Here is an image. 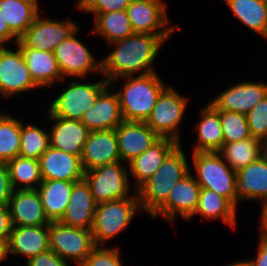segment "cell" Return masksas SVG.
<instances>
[{
    "label": "cell",
    "instance_id": "e575fe53",
    "mask_svg": "<svg viewBox=\"0 0 267 266\" xmlns=\"http://www.w3.org/2000/svg\"><path fill=\"white\" fill-rule=\"evenodd\" d=\"M21 118L0 109V158L3 162L17 157L20 153Z\"/></svg>",
    "mask_w": 267,
    "mask_h": 266
},
{
    "label": "cell",
    "instance_id": "74e56055",
    "mask_svg": "<svg viewBox=\"0 0 267 266\" xmlns=\"http://www.w3.org/2000/svg\"><path fill=\"white\" fill-rule=\"evenodd\" d=\"M246 116L252 138L267 146V95Z\"/></svg>",
    "mask_w": 267,
    "mask_h": 266
},
{
    "label": "cell",
    "instance_id": "9c48e42d",
    "mask_svg": "<svg viewBox=\"0 0 267 266\" xmlns=\"http://www.w3.org/2000/svg\"><path fill=\"white\" fill-rule=\"evenodd\" d=\"M83 179L89 185L97 204L138 196L136 190H132L128 164L122 161L85 171Z\"/></svg>",
    "mask_w": 267,
    "mask_h": 266
},
{
    "label": "cell",
    "instance_id": "4fadbf2b",
    "mask_svg": "<svg viewBox=\"0 0 267 266\" xmlns=\"http://www.w3.org/2000/svg\"><path fill=\"white\" fill-rule=\"evenodd\" d=\"M41 12L31 26L16 42L19 48L38 49L54 52L58 44L64 41L80 25L73 19H52Z\"/></svg>",
    "mask_w": 267,
    "mask_h": 266
},
{
    "label": "cell",
    "instance_id": "836d02e7",
    "mask_svg": "<svg viewBox=\"0 0 267 266\" xmlns=\"http://www.w3.org/2000/svg\"><path fill=\"white\" fill-rule=\"evenodd\" d=\"M7 166L13 190L37 189L43 181L39 160L18 155Z\"/></svg>",
    "mask_w": 267,
    "mask_h": 266
},
{
    "label": "cell",
    "instance_id": "83f0119b",
    "mask_svg": "<svg viewBox=\"0 0 267 266\" xmlns=\"http://www.w3.org/2000/svg\"><path fill=\"white\" fill-rule=\"evenodd\" d=\"M34 82L43 90L63 80L53 52L20 48Z\"/></svg>",
    "mask_w": 267,
    "mask_h": 266
},
{
    "label": "cell",
    "instance_id": "f546056e",
    "mask_svg": "<svg viewBox=\"0 0 267 266\" xmlns=\"http://www.w3.org/2000/svg\"><path fill=\"white\" fill-rule=\"evenodd\" d=\"M74 181L43 180L37 190L48 220L59 221L65 213L74 187Z\"/></svg>",
    "mask_w": 267,
    "mask_h": 266
},
{
    "label": "cell",
    "instance_id": "f6af8a7d",
    "mask_svg": "<svg viewBox=\"0 0 267 266\" xmlns=\"http://www.w3.org/2000/svg\"><path fill=\"white\" fill-rule=\"evenodd\" d=\"M19 39L10 31L7 22L0 13V47L15 45Z\"/></svg>",
    "mask_w": 267,
    "mask_h": 266
},
{
    "label": "cell",
    "instance_id": "484cf974",
    "mask_svg": "<svg viewBox=\"0 0 267 266\" xmlns=\"http://www.w3.org/2000/svg\"><path fill=\"white\" fill-rule=\"evenodd\" d=\"M96 206L97 203L86 181L83 179L76 182L68 206L59 222L64 225L91 230Z\"/></svg>",
    "mask_w": 267,
    "mask_h": 266
},
{
    "label": "cell",
    "instance_id": "bcb514c9",
    "mask_svg": "<svg viewBox=\"0 0 267 266\" xmlns=\"http://www.w3.org/2000/svg\"><path fill=\"white\" fill-rule=\"evenodd\" d=\"M258 233L267 238V202L260 206Z\"/></svg>",
    "mask_w": 267,
    "mask_h": 266
},
{
    "label": "cell",
    "instance_id": "ffe728a7",
    "mask_svg": "<svg viewBox=\"0 0 267 266\" xmlns=\"http://www.w3.org/2000/svg\"><path fill=\"white\" fill-rule=\"evenodd\" d=\"M124 121L117 93L109 85L83 115L90 131L115 130Z\"/></svg>",
    "mask_w": 267,
    "mask_h": 266
},
{
    "label": "cell",
    "instance_id": "44dd1931",
    "mask_svg": "<svg viewBox=\"0 0 267 266\" xmlns=\"http://www.w3.org/2000/svg\"><path fill=\"white\" fill-rule=\"evenodd\" d=\"M8 207L13 226H45L50 223L37 189L13 190Z\"/></svg>",
    "mask_w": 267,
    "mask_h": 266
},
{
    "label": "cell",
    "instance_id": "7402d4cb",
    "mask_svg": "<svg viewBox=\"0 0 267 266\" xmlns=\"http://www.w3.org/2000/svg\"><path fill=\"white\" fill-rule=\"evenodd\" d=\"M174 139L160 137L144 153L128 163L133 190H137L162 165L165 157L178 145ZM133 178V179H132Z\"/></svg>",
    "mask_w": 267,
    "mask_h": 266
},
{
    "label": "cell",
    "instance_id": "f35d334b",
    "mask_svg": "<svg viewBox=\"0 0 267 266\" xmlns=\"http://www.w3.org/2000/svg\"><path fill=\"white\" fill-rule=\"evenodd\" d=\"M119 245L96 246L80 266H124Z\"/></svg>",
    "mask_w": 267,
    "mask_h": 266
},
{
    "label": "cell",
    "instance_id": "f1b7e54d",
    "mask_svg": "<svg viewBox=\"0 0 267 266\" xmlns=\"http://www.w3.org/2000/svg\"><path fill=\"white\" fill-rule=\"evenodd\" d=\"M39 0H0V13L10 31L19 39L43 12Z\"/></svg>",
    "mask_w": 267,
    "mask_h": 266
},
{
    "label": "cell",
    "instance_id": "7dc6e473",
    "mask_svg": "<svg viewBox=\"0 0 267 266\" xmlns=\"http://www.w3.org/2000/svg\"><path fill=\"white\" fill-rule=\"evenodd\" d=\"M9 258L8 240H0V265Z\"/></svg>",
    "mask_w": 267,
    "mask_h": 266
},
{
    "label": "cell",
    "instance_id": "2e32d148",
    "mask_svg": "<svg viewBox=\"0 0 267 266\" xmlns=\"http://www.w3.org/2000/svg\"><path fill=\"white\" fill-rule=\"evenodd\" d=\"M46 118L50 121L49 139L52 148L81 157L90 134L89 128L81 121L54 116L48 109Z\"/></svg>",
    "mask_w": 267,
    "mask_h": 266
},
{
    "label": "cell",
    "instance_id": "d590c367",
    "mask_svg": "<svg viewBox=\"0 0 267 266\" xmlns=\"http://www.w3.org/2000/svg\"><path fill=\"white\" fill-rule=\"evenodd\" d=\"M45 129L32 121L21 119V138L19 155L29 159L39 160L50 147L49 129Z\"/></svg>",
    "mask_w": 267,
    "mask_h": 266
},
{
    "label": "cell",
    "instance_id": "3957f363",
    "mask_svg": "<svg viewBox=\"0 0 267 266\" xmlns=\"http://www.w3.org/2000/svg\"><path fill=\"white\" fill-rule=\"evenodd\" d=\"M183 143H179L164 159L159 169L137 190L140 206L151 216L168 198L176 182L190 172V161Z\"/></svg>",
    "mask_w": 267,
    "mask_h": 266
},
{
    "label": "cell",
    "instance_id": "8d00e7d4",
    "mask_svg": "<svg viewBox=\"0 0 267 266\" xmlns=\"http://www.w3.org/2000/svg\"><path fill=\"white\" fill-rule=\"evenodd\" d=\"M216 111L219 113L224 143L252 138L245 114L225 110Z\"/></svg>",
    "mask_w": 267,
    "mask_h": 266
},
{
    "label": "cell",
    "instance_id": "1f68e13d",
    "mask_svg": "<svg viewBox=\"0 0 267 266\" xmlns=\"http://www.w3.org/2000/svg\"><path fill=\"white\" fill-rule=\"evenodd\" d=\"M231 14L248 28L263 37L267 26V0H223Z\"/></svg>",
    "mask_w": 267,
    "mask_h": 266
},
{
    "label": "cell",
    "instance_id": "9a60e30c",
    "mask_svg": "<svg viewBox=\"0 0 267 266\" xmlns=\"http://www.w3.org/2000/svg\"><path fill=\"white\" fill-rule=\"evenodd\" d=\"M239 83L229 84L224 90L209 100L215 110H225L247 114L267 95L265 81L241 80Z\"/></svg>",
    "mask_w": 267,
    "mask_h": 266
},
{
    "label": "cell",
    "instance_id": "ba28073f",
    "mask_svg": "<svg viewBox=\"0 0 267 266\" xmlns=\"http://www.w3.org/2000/svg\"><path fill=\"white\" fill-rule=\"evenodd\" d=\"M80 27L60 42L53 52L63 79L102 76V58L96 57L86 42L77 37Z\"/></svg>",
    "mask_w": 267,
    "mask_h": 266
},
{
    "label": "cell",
    "instance_id": "60d3db41",
    "mask_svg": "<svg viewBox=\"0 0 267 266\" xmlns=\"http://www.w3.org/2000/svg\"><path fill=\"white\" fill-rule=\"evenodd\" d=\"M69 264V262L63 260L55 252L48 250L30 258L24 264L22 263V266H70Z\"/></svg>",
    "mask_w": 267,
    "mask_h": 266
},
{
    "label": "cell",
    "instance_id": "7bdbcfd3",
    "mask_svg": "<svg viewBox=\"0 0 267 266\" xmlns=\"http://www.w3.org/2000/svg\"><path fill=\"white\" fill-rule=\"evenodd\" d=\"M12 227L8 205L0 206V240H9Z\"/></svg>",
    "mask_w": 267,
    "mask_h": 266
},
{
    "label": "cell",
    "instance_id": "603a6c76",
    "mask_svg": "<svg viewBox=\"0 0 267 266\" xmlns=\"http://www.w3.org/2000/svg\"><path fill=\"white\" fill-rule=\"evenodd\" d=\"M39 165L43 180L79 182L84 178L81 157L51 146L39 158Z\"/></svg>",
    "mask_w": 267,
    "mask_h": 266
},
{
    "label": "cell",
    "instance_id": "7c38bea8",
    "mask_svg": "<svg viewBox=\"0 0 267 266\" xmlns=\"http://www.w3.org/2000/svg\"><path fill=\"white\" fill-rule=\"evenodd\" d=\"M48 231L50 250L70 264L80 266L96 247L91 230L51 221Z\"/></svg>",
    "mask_w": 267,
    "mask_h": 266
},
{
    "label": "cell",
    "instance_id": "d4e9b609",
    "mask_svg": "<svg viewBox=\"0 0 267 266\" xmlns=\"http://www.w3.org/2000/svg\"><path fill=\"white\" fill-rule=\"evenodd\" d=\"M198 112L193 127L197 139L192 144L190 153L219 152L224 144L219 113L209 103L203 105Z\"/></svg>",
    "mask_w": 267,
    "mask_h": 266
},
{
    "label": "cell",
    "instance_id": "8fae6325",
    "mask_svg": "<svg viewBox=\"0 0 267 266\" xmlns=\"http://www.w3.org/2000/svg\"><path fill=\"white\" fill-rule=\"evenodd\" d=\"M41 88L34 82L20 48L15 44L0 47V98L15 96Z\"/></svg>",
    "mask_w": 267,
    "mask_h": 266
},
{
    "label": "cell",
    "instance_id": "7a4b0ae2",
    "mask_svg": "<svg viewBox=\"0 0 267 266\" xmlns=\"http://www.w3.org/2000/svg\"><path fill=\"white\" fill-rule=\"evenodd\" d=\"M160 76L156 71L142 76H126L109 82L119 98L124 121H147L159 95L169 85ZM121 80L123 86L118 89L114 85Z\"/></svg>",
    "mask_w": 267,
    "mask_h": 266
},
{
    "label": "cell",
    "instance_id": "6da1fadb",
    "mask_svg": "<svg viewBox=\"0 0 267 266\" xmlns=\"http://www.w3.org/2000/svg\"><path fill=\"white\" fill-rule=\"evenodd\" d=\"M167 42L157 35L133 33L107 47H112L102 57V75L108 82L126 76H142L156 72V62Z\"/></svg>",
    "mask_w": 267,
    "mask_h": 266
},
{
    "label": "cell",
    "instance_id": "f907efd6",
    "mask_svg": "<svg viewBox=\"0 0 267 266\" xmlns=\"http://www.w3.org/2000/svg\"><path fill=\"white\" fill-rule=\"evenodd\" d=\"M4 162L2 161V159L0 158V165L3 164Z\"/></svg>",
    "mask_w": 267,
    "mask_h": 266
},
{
    "label": "cell",
    "instance_id": "8992f818",
    "mask_svg": "<svg viewBox=\"0 0 267 266\" xmlns=\"http://www.w3.org/2000/svg\"><path fill=\"white\" fill-rule=\"evenodd\" d=\"M190 172L201 188L215 191L236 207V171L219 152L191 153ZM194 172V173H193Z\"/></svg>",
    "mask_w": 267,
    "mask_h": 266
},
{
    "label": "cell",
    "instance_id": "b9f144b4",
    "mask_svg": "<svg viewBox=\"0 0 267 266\" xmlns=\"http://www.w3.org/2000/svg\"><path fill=\"white\" fill-rule=\"evenodd\" d=\"M12 192L8 166L4 162L0 165V206L8 205Z\"/></svg>",
    "mask_w": 267,
    "mask_h": 266
},
{
    "label": "cell",
    "instance_id": "ee69618b",
    "mask_svg": "<svg viewBox=\"0 0 267 266\" xmlns=\"http://www.w3.org/2000/svg\"><path fill=\"white\" fill-rule=\"evenodd\" d=\"M257 251L255 257L249 259L253 266H267V238L259 233Z\"/></svg>",
    "mask_w": 267,
    "mask_h": 266
},
{
    "label": "cell",
    "instance_id": "ab89813d",
    "mask_svg": "<svg viewBox=\"0 0 267 266\" xmlns=\"http://www.w3.org/2000/svg\"><path fill=\"white\" fill-rule=\"evenodd\" d=\"M131 0H76V10L82 13H107L126 10Z\"/></svg>",
    "mask_w": 267,
    "mask_h": 266
},
{
    "label": "cell",
    "instance_id": "c3c4849f",
    "mask_svg": "<svg viewBox=\"0 0 267 266\" xmlns=\"http://www.w3.org/2000/svg\"><path fill=\"white\" fill-rule=\"evenodd\" d=\"M226 266H253V265L249 259H245V260L240 259V260L231 262L227 264Z\"/></svg>",
    "mask_w": 267,
    "mask_h": 266
},
{
    "label": "cell",
    "instance_id": "277c9868",
    "mask_svg": "<svg viewBox=\"0 0 267 266\" xmlns=\"http://www.w3.org/2000/svg\"><path fill=\"white\" fill-rule=\"evenodd\" d=\"M88 79L74 78L72 81V78H67L66 81L64 78L55 85V88L58 89L57 85L63 86L64 84V88H59L58 94L53 90L54 96L52 95V97L54 98L48 102L47 109L54 116L81 121L84 113L94 105L99 95L110 85L103 75L98 81L90 80L89 82Z\"/></svg>",
    "mask_w": 267,
    "mask_h": 266
},
{
    "label": "cell",
    "instance_id": "cb8c5ba5",
    "mask_svg": "<svg viewBox=\"0 0 267 266\" xmlns=\"http://www.w3.org/2000/svg\"><path fill=\"white\" fill-rule=\"evenodd\" d=\"M9 255L18 259L25 257L24 262L38 254L50 250L48 225L13 226L8 240Z\"/></svg>",
    "mask_w": 267,
    "mask_h": 266
},
{
    "label": "cell",
    "instance_id": "4316f807",
    "mask_svg": "<svg viewBox=\"0 0 267 266\" xmlns=\"http://www.w3.org/2000/svg\"><path fill=\"white\" fill-rule=\"evenodd\" d=\"M237 208L225 197L218 195L215 191L201 188L197 208L194 215L187 222H191L193 217L200 216L205 221H221L230 229H237Z\"/></svg>",
    "mask_w": 267,
    "mask_h": 266
},
{
    "label": "cell",
    "instance_id": "4dcf8cb0",
    "mask_svg": "<svg viewBox=\"0 0 267 266\" xmlns=\"http://www.w3.org/2000/svg\"><path fill=\"white\" fill-rule=\"evenodd\" d=\"M92 14L93 27L89 32L93 37H99L105 40V43L111 44L131 36L134 32L131 28L126 10L113 11L107 13H84Z\"/></svg>",
    "mask_w": 267,
    "mask_h": 266
},
{
    "label": "cell",
    "instance_id": "e0dca14e",
    "mask_svg": "<svg viewBox=\"0 0 267 266\" xmlns=\"http://www.w3.org/2000/svg\"><path fill=\"white\" fill-rule=\"evenodd\" d=\"M236 208L246 201L267 202V152L236 172ZM243 201V202H242Z\"/></svg>",
    "mask_w": 267,
    "mask_h": 266
},
{
    "label": "cell",
    "instance_id": "5b68a950",
    "mask_svg": "<svg viewBox=\"0 0 267 266\" xmlns=\"http://www.w3.org/2000/svg\"><path fill=\"white\" fill-rule=\"evenodd\" d=\"M137 214H143L138 196L97 204L91 229L96 246H108L132 225Z\"/></svg>",
    "mask_w": 267,
    "mask_h": 266
},
{
    "label": "cell",
    "instance_id": "681fc988",
    "mask_svg": "<svg viewBox=\"0 0 267 266\" xmlns=\"http://www.w3.org/2000/svg\"><path fill=\"white\" fill-rule=\"evenodd\" d=\"M262 38H264L265 40H267V26H266V29H265V32H264V35H263Z\"/></svg>",
    "mask_w": 267,
    "mask_h": 266
},
{
    "label": "cell",
    "instance_id": "30bf717a",
    "mask_svg": "<svg viewBox=\"0 0 267 266\" xmlns=\"http://www.w3.org/2000/svg\"><path fill=\"white\" fill-rule=\"evenodd\" d=\"M167 4L166 0H131L126 13L133 32L161 36L168 42L180 25L169 24Z\"/></svg>",
    "mask_w": 267,
    "mask_h": 266
},
{
    "label": "cell",
    "instance_id": "5bb4252c",
    "mask_svg": "<svg viewBox=\"0 0 267 266\" xmlns=\"http://www.w3.org/2000/svg\"><path fill=\"white\" fill-rule=\"evenodd\" d=\"M200 190V185L192 172H189L176 182L167 200L151 215V218L154 220L158 217L166 219L167 222L171 223L172 228L176 229L175 222L179 216L183 221H188L194 215Z\"/></svg>",
    "mask_w": 267,
    "mask_h": 266
},
{
    "label": "cell",
    "instance_id": "52a82bcc",
    "mask_svg": "<svg viewBox=\"0 0 267 266\" xmlns=\"http://www.w3.org/2000/svg\"><path fill=\"white\" fill-rule=\"evenodd\" d=\"M170 84L159 95L146 124L159 136L182 142L181 125L184 122L190 97L181 94Z\"/></svg>",
    "mask_w": 267,
    "mask_h": 266
},
{
    "label": "cell",
    "instance_id": "ac0fdd59",
    "mask_svg": "<svg viewBox=\"0 0 267 266\" xmlns=\"http://www.w3.org/2000/svg\"><path fill=\"white\" fill-rule=\"evenodd\" d=\"M115 130L120 159L126 164L144 153L160 138L146 122L123 121Z\"/></svg>",
    "mask_w": 267,
    "mask_h": 266
},
{
    "label": "cell",
    "instance_id": "d6a6232c",
    "mask_svg": "<svg viewBox=\"0 0 267 266\" xmlns=\"http://www.w3.org/2000/svg\"><path fill=\"white\" fill-rule=\"evenodd\" d=\"M266 152L267 146L254 138L224 143L219 150L223 160L236 172L240 168L257 161Z\"/></svg>",
    "mask_w": 267,
    "mask_h": 266
},
{
    "label": "cell",
    "instance_id": "d6986e66",
    "mask_svg": "<svg viewBox=\"0 0 267 266\" xmlns=\"http://www.w3.org/2000/svg\"><path fill=\"white\" fill-rule=\"evenodd\" d=\"M119 161L116 130L90 131L81 156L84 171Z\"/></svg>",
    "mask_w": 267,
    "mask_h": 266
}]
</instances>
